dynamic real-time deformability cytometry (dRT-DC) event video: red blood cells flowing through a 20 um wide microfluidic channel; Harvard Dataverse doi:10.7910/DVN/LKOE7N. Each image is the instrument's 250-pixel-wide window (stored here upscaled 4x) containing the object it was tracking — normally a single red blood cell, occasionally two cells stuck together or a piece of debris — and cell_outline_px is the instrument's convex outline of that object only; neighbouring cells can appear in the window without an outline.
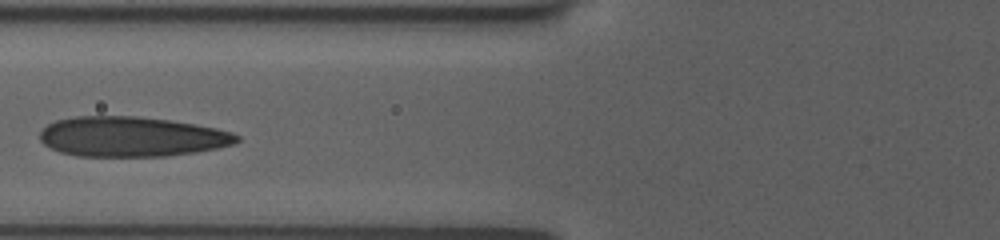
{"species": "human", "species_latin": "Homo sapiens", "temperature_condition": "room temperature", "stored_images_in_passage": 12, "camera_frame_rate_fps": 3000, "um_per_image_px": 0.085, "donor": {"sex": "female"}, "frame": {"image": 1, "passage_image": 5, "time_ms": 3.333, "image_size_px": [1000, 240], "cell_outline_px": [[240, 140], [232, 144], [216, 148], [196, 152], [164, 156], [76, 156], [60, 152], [44, 144], [40, 140], [40, 132], [48, 124], [56, 120], [76, 116], [140, 116], [168, 120], [216, 128], [232, 132], [240, 136]], "centroid_in_image_um": [11.17, 11.61], "position_along_channel_um": 114.6, "area_um2": 45.78}}
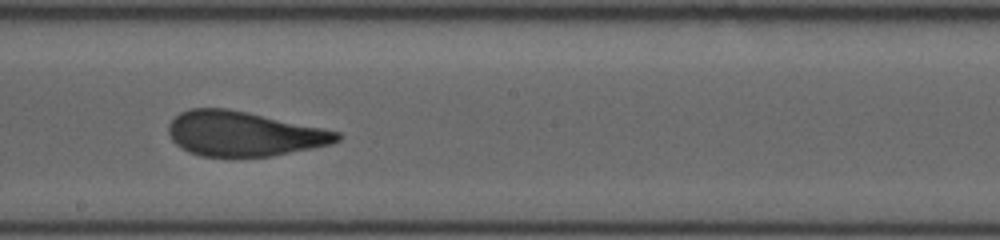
{"frame": {"image": 2, "passage_image": 9, "time_ms": 6.333, "image_size_px": [1000, 240], "cell_outline_px": [[344, 136], [340, 140], [332, 144], [272, 156], [200, 156], [188, 152], [180, 148], [172, 140], [168, 132], [168, 124], [180, 112], [192, 108], [228, 108], [340, 132]], "centroid_in_image_um": [20.7, 11.37], "position_along_channel_um": 227.5, "area_um2": 43.81}}
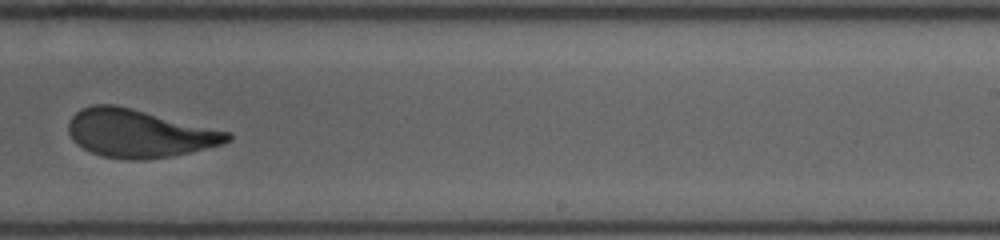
{"frame": {"image": 3, "passage_image": 11, "time_ms": 7.667, "image_size_px": [1000, 240], "cell_outline_px": [[232, 140], [220, 144], [172, 156], [144, 160], [128, 160], [100, 156], [76, 144], [72, 140], [68, 132], [68, 124], [72, 116], [80, 108], [92, 104], [116, 104], [232, 132]], "centroid_in_image_um": [11.8, 11.32], "position_along_channel_um": 277.2, "area_um2": 44.74}}